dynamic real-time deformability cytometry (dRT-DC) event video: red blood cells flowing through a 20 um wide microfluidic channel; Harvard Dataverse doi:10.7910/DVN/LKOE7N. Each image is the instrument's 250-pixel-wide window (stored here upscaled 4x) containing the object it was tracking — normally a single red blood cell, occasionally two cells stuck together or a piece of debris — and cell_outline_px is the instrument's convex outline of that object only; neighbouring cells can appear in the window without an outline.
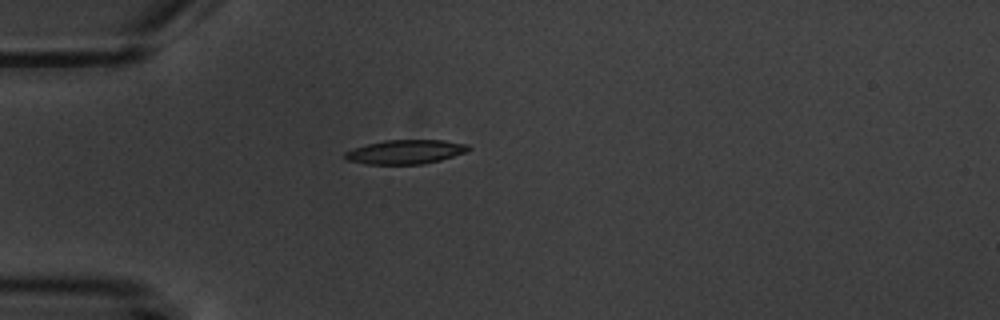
{"species": "common noctule bat (a hibernating species)", "species_latin": "Nyctalus noctula", "temperature_condition": "warm", "stored_images_in_passage": 1, "camera_frame_rate_fps": 3000, "um_per_image_px": 0.085, "animal": {"sex": "male", "body_mass_g": 20.1, "forearm_length_mm": 53.5}, "frame": {"image": 1, "passage_image": 1, "time_ms": 0.0, "image_size_px": [1000, 320], "cell_outline_px": [[472, 148], [468, 152], [440, 160], [424, 164], [368, 164], [344, 160], [344, 152], [352, 148], [384, 140], [444, 140], [468, 144]], "centroid_in_image_um": [34.48, 12.91], "position_along_channel_um": 50.5, "area_um2": 17.57}}